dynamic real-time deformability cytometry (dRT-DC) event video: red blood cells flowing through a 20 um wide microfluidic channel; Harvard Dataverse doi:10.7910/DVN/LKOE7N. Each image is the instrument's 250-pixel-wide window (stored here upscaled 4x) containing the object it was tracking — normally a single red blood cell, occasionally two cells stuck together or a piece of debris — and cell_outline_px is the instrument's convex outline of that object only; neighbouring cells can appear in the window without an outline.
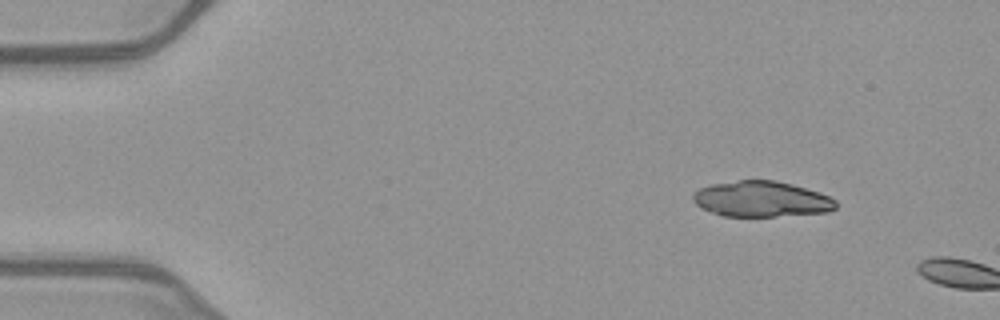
{"species": "common noctule bat (a hibernating species)", "species_latin": "Nyctalus noctula", "temperature_condition": "warm", "stored_images_in_passage": 3, "camera_frame_rate_fps": 3000, "um_per_image_px": 0.085, "animal": {"sex": "female", "body_mass_g": 21.9}, "frame": {"image": 1, "passage_image": 1, "time_ms": 0.0, "image_size_px": [1000, 320], "cell_outline_px": [[836, 208], [828, 212], [776, 216], [724, 216], [700, 208], [692, 200], [692, 196], [700, 188], [712, 184], [740, 180], [776, 180], [792, 184], [820, 192], [836, 200]], "centroid_in_image_um": [64.73, 16.92], "position_along_channel_um": 20.3, "area_um2": 29.65}}